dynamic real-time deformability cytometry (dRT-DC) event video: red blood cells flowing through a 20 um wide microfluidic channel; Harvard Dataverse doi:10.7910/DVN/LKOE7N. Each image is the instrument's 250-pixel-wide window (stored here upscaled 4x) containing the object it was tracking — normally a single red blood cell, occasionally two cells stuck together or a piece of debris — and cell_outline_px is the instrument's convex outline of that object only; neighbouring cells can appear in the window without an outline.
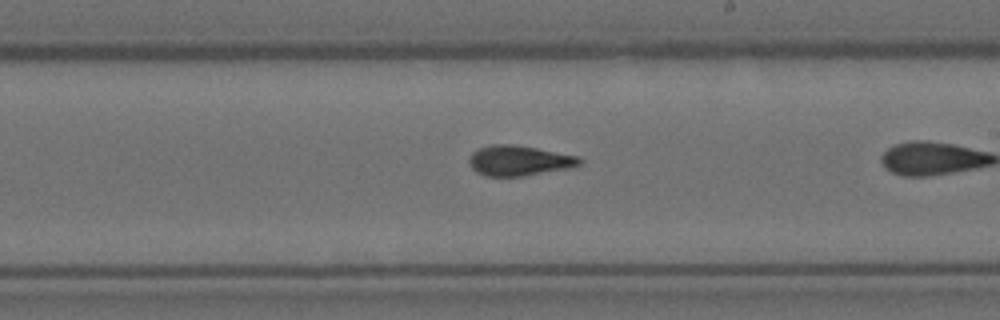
{"species": "Egyptian fruit bat (a non-hibernating species)", "species_latin": "Rousettus aegyptiacus", "temperature_condition": "room temperature", "stored_images_in_passage": 18, "camera_frame_rate_fps": 3000, "um_per_image_px": 0.085, "animal": {"sex": "female"}, "frame": {"image": 1, "passage_image": 16, "time_ms": 5.0, "image_size_px": [1000, 320], "cell_outline_px": [[584, 160], [580, 164], [568, 168], [524, 176], [484, 176], [476, 172], [472, 168], [468, 160], [472, 152], [480, 148], [492, 144], [512, 144], [536, 148], [580, 156]], "centroid_in_image_um": [44.12, 13.65], "position_along_channel_um": 244.9, "area_um2": 19.48}}